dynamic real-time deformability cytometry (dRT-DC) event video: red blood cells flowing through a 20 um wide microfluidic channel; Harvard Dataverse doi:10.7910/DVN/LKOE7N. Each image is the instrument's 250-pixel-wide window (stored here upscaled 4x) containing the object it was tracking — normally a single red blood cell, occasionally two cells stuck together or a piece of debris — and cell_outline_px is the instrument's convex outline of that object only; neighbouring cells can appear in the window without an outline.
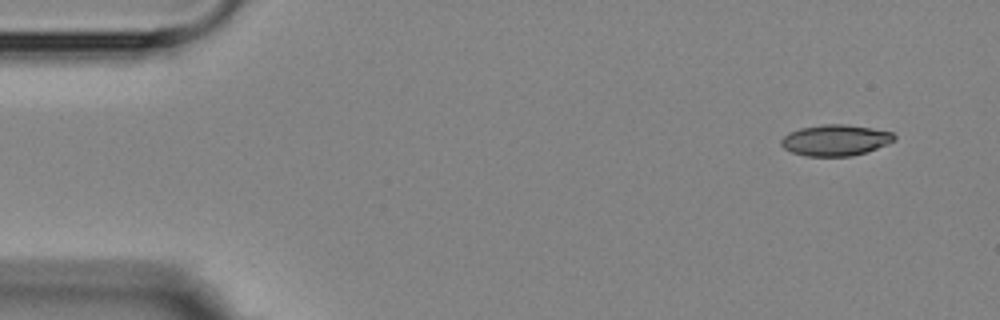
{"species": "Egyptian fruit bat (a non-hibernating species)", "species_latin": "Rousettus aegyptiacus", "temperature_condition": "room temperature", "stored_images_in_passage": 6, "camera_frame_rate_fps": 3000, "um_per_image_px": 0.085, "animal": {"sex": "female"}, "frame": {"image": 1, "passage_image": 1, "time_ms": 0.0, "image_size_px": [1000, 320], "cell_outline_px": [[896, 140], [888, 144], [852, 156], [808, 156], [792, 152], [784, 148], [780, 144], [780, 140], [788, 132], [800, 128], [820, 124], [844, 124], [872, 128], [892, 132], [896, 136]], "centroid_in_image_um": [71.0, 11.9], "position_along_channel_um": 14.0, "area_um2": 20.52}}
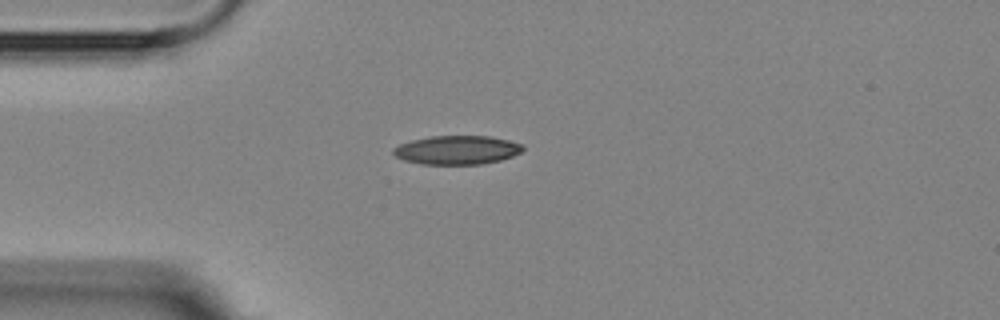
{"frame": {"image": 2, "passage_image": 4, "time_ms": 3.333, "image_size_px": [1000, 320], "cell_outline_px": [[524, 148], [520, 152], [512, 156], [500, 160], [480, 164], [420, 164], [404, 160], [396, 156], [392, 152], [392, 148], [400, 144], [412, 140], [432, 136], [488, 136], [508, 140], [524, 144]], "centroid_in_image_um": [38.84, 12.75], "position_along_channel_um": 46.2, "area_um2": 21.68}}
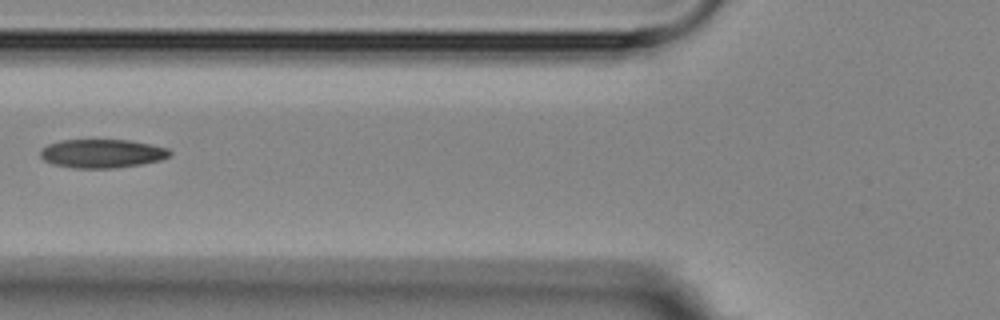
{"frame": {"image": 3, "passage_image": 6, "time_ms": 5.667, "image_size_px": [1000, 320], "cell_outline_px": [[172, 152], [168, 156], [160, 160], [140, 164], [112, 168], [72, 168], [52, 164], [44, 160], [40, 156], [40, 148], [48, 144], [60, 140], [128, 140], [168, 148]], "centroid_in_image_um": [8.62, 13.05], "position_along_channel_um": 117.2, "area_um2": 21.56}}